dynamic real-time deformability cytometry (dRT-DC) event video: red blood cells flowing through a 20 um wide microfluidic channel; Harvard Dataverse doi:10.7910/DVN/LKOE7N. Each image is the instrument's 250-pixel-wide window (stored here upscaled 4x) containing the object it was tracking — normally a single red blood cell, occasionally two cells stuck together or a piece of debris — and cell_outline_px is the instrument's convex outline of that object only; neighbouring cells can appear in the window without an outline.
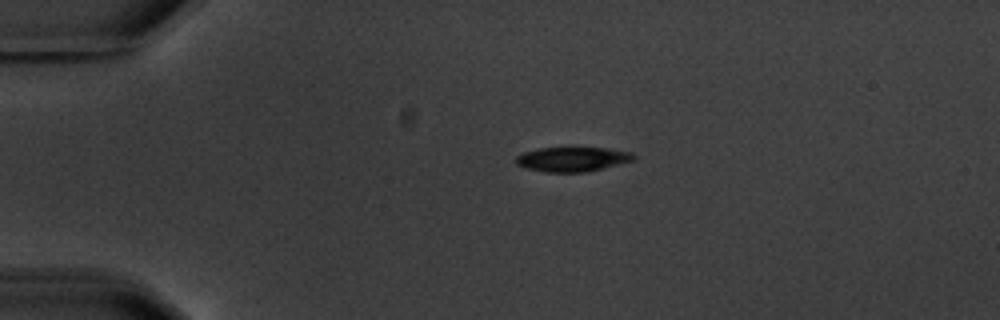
{"species": "common noctule bat (a hibernating species)", "species_latin": "Nyctalus noctula", "temperature_condition": "warm", "stored_images_in_passage": 2, "camera_frame_rate_fps": 3000, "um_per_image_px": 0.085, "animal": {"sex": "male", "body_mass_g": 20.1, "forearm_length_mm": 53.5}, "frame": {"image": 1, "passage_image": 1, "time_ms": 0.0, "image_size_px": [1000, 320], "cell_outline_px": [[636, 160], [604, 168], [584, 172], [548, 172], [528, 168], [516, 164], [512, 160], [516, 156], [524, 152], [540, 148], [568, 144], [608, 148], [632, 152], [636, 156]], "centroid_in_image_um": [48.68, 13.47], "position_along_channel_um": 36.3, "area_um2": 17.86}}